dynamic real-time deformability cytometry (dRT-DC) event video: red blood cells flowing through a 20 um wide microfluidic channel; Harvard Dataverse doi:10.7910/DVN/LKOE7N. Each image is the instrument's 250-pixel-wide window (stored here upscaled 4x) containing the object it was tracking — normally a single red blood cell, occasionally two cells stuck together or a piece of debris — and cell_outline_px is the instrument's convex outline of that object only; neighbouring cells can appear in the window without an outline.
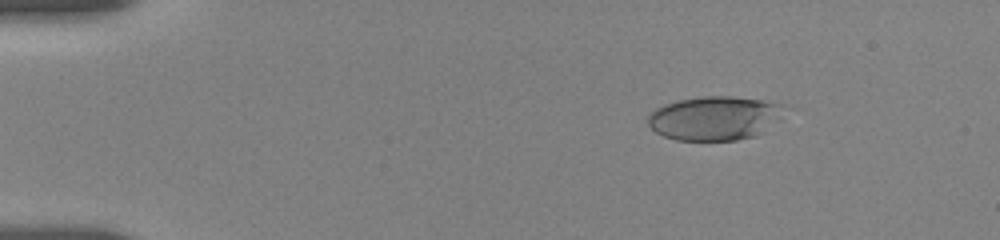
{"species": "human", "species_latin": "Homo sapiens", "temperature_condition": "room temperature", "stored_images_in_passage": 13, "camera_frame_rate_fps": 3000, "um_per_image_px": 0.085, "donor": {"sex": "female"}, "frame": {"image": 1, "passage_image": 6, "time_ms": 2.333, "image_size_px": [1000, 240], "cell_outline_px": [[784, 108], [764, 132], [756, 136], [736, 140], [676, 140], [664, 136], [656, 132], [648, 124], [648, 116], [656, 108], [664, 104], [680, 100], [704, 96], [732, 96], [760, 100], [784, 104]], "centroid_in_image_um": [60.7, 10.04], "position_along_channel_um": 24.3, "area_um2": 34.51}}
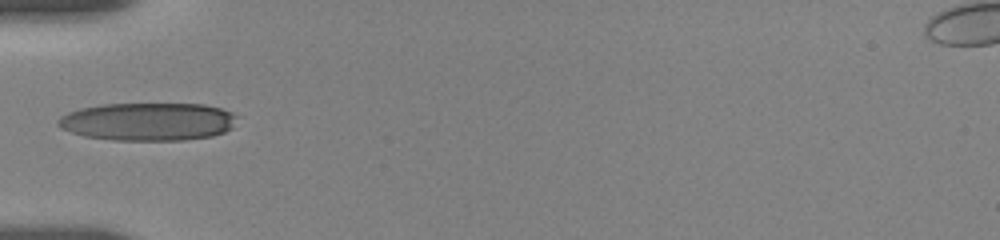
{"frame": {"image": 2, "passage_image": 12, "time_ms": 6.0, "image_size_px": [1000, 240], "cell_outline_px": [[240, 116], [232, 128], [224, 132], [212, 136], [184, 140], [112, 140], [84, 136], [60, 128], [56, 124], [56, 120], [60, 116], [68, 112], [80, 108], [104, 104], [204, 104], [220, 108], [232, 112]], "centroid_in_image_um": [12.59, 10.33], "position_along_channel_um": 72.4, "area_um2": 39.94}}